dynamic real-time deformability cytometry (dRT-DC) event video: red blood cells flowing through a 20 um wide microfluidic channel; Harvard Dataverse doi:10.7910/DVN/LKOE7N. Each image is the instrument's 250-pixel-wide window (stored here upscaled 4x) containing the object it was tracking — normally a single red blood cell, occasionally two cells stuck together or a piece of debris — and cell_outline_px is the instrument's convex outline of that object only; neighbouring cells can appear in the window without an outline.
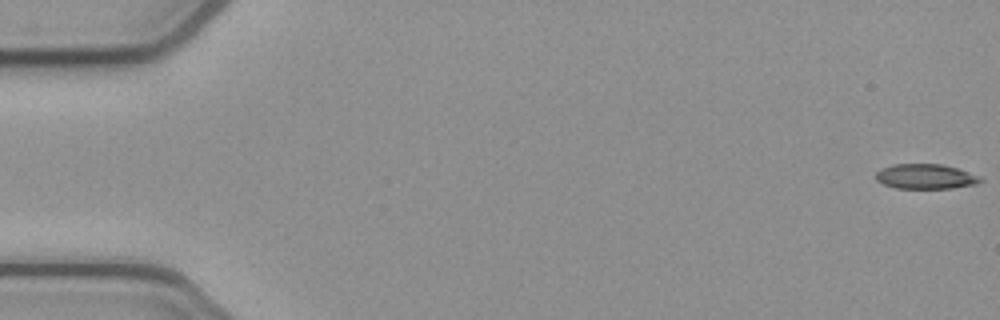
{"species": "common noctule bat (a hibernating species)", "species_latin": "Nyctalus noctula", "temperature_condition": "cold", "stored_images_in_passage": 53, "camera_frame_rate_fps": 3000, "um_per_image_px": 0.085, "animal": {"sex": "female", "body_mass_g": 21.9}, "frame": {"image": 1, "passage_image": 1, "time_ms": 0.0, "image_size_px": [1000, 320], "cell_outline_px": [[984, 180], [976, 184], [952, 188], [896, 188], [884, 184], [876, 180], [876, 172], [880, 168], [892, 164], [940, 164], [956, 168], [980, 176]], "centroid_in_image_um": [78.66, 15.0], "position_along_channel_um": 6.3, "area_um2": 15.14}}
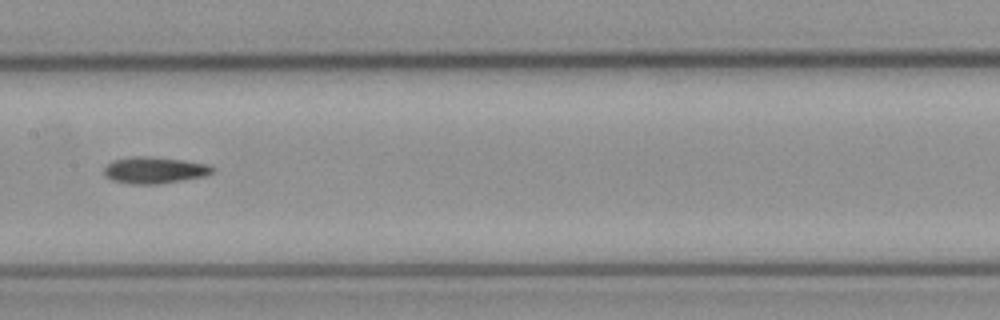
{"frame": {"image": 2, "passage_image": 27, "time_ms": 8.667, "image_size_px": [1000, 320], "cell_outline_px": [[216, 168], [212, 172], [204, 176], [160, 184], [128, 184], [112, 180], [104, 176], [104, 168], [112, 160], [132, 156], [148, 156], [184, 160], [204, 164]], "centroid_in_image_um": [13.08, 14.46], "position_along_channel_um": 194.3, "area_um2": 16.82}}
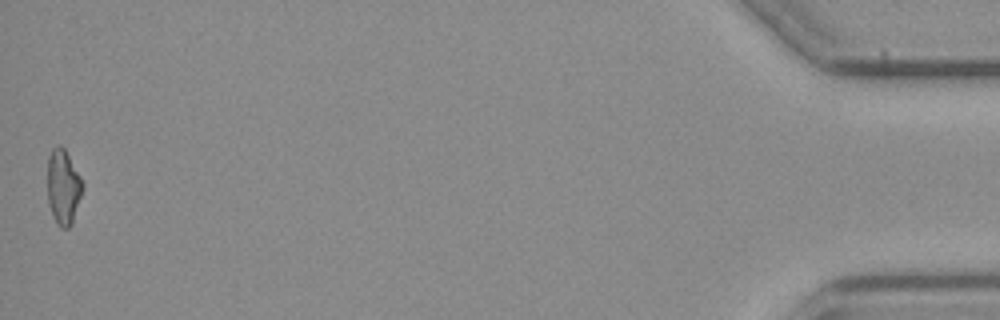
{"frame": {"image": 3, "passage_image": 53, "time_ms": 17.333, "image_size_px": [1000, 320], "cell_outline_px": [[84, 184], [72, 224], [68, 228], [60, 228], [56, 224], [52, 216], [48, 204], [48, 156], [52, 148], [56, 144], [60, 144], [64, 148], [80, 176]], "centroid_in_image_um": [5.36, 15.9], "position_along_channel_um": 429.8, "area_um2": 15.43}}